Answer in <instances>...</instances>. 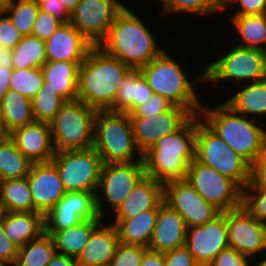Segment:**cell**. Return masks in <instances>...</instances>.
I'll use <instances>...</instances> for the list:
<instances>
[{"mask_svg":"<svg viewBox=\"0 0 266 266\" xmlns=\"http://www.w3.org/2000/svg\"><path fill=\"white\" fill-rule=\"evenodd\" d=\"M249 258L228 246L220 251L208 266H250Z\"/></svg>","mask_w":266,"mask_h":266,"instance_id":"obj_47","label":"cell"},{"mask_svg":"<svg viewBox=\"0 0 266 266\" xmlns=\"http://www.w3.org/2000/svg\"><path fill=\"white\" fill-rule=\"evenodd\" d=\"M132 69H139L156 58L164 48L135 12L126 5L116 15L105 39L98 45Z\"/></svg>","mask_w":266,"mask_h":266,"instance_id":"obj_3","label":"cell"},{"mask_svg":"<svg viewBox=\"0 0 266 266\" xmlns=\"http://www.w3.org/2000/svg\"><path fill=\"white\" fill-rule=\"evenodd\" d=\"M13 69H6L0 66V102L3 96L9 90L10 77L12 76Z\"/></svg>","mask_w":266,"mask_h":266,"instance_id":"obj_54","label":"cell"},{"mask_svg":"<svg viewBox=\"0 0 266 266\" xmlns=\"http://www.w3.org/2000/svg\"><path fill=\"white\" fill-rule=\"evenodd\" d=\"M10 0H0V13H5Z\"/></svg>","mask_w":266,"mask_h":266,"instance_id":"obj_58","label":"cell"},{"mask_svg":"<svg viewBox=\"0 0 266 266\" xmlns=\"http://www.w3.org/2000/svg\"><path fill=\"white\" fill-rule=\"evenodd\" d=\"M64 22L47 12L38 11L31 35L46 42Z\"/></svg>","mask_w":266,"mask_h":266,"instance_id":"obj_43","label":"cell"},{"mask_svg":"<svg viewBox=\"0 0 266 266\" xmlns=\"http://www.w3.org/2000/svg\"><path fill=\"white\" fill-rule=\"evenodd\" d=\"M163 201L182 216L187 228L204 225L222 213L202 198L186 179L163 184Z\"/></svg>","mask_w":266,"mask_h":266,"instance_id":"obj_13","label":"cell"},{"mask_svg":"<svg viewBox=\"0 0 266 266\" xmlns=\"http://www.w3.org/2000/svg\"><path fill=\"white\" fill-rule=\"evenodd\" d=\"M195 136L193 115L178 131L161 137L143 154L145 175L162 184L185 179L195 159Z\"/></svg>","mask_w":266,"mask_h":266,"instance_id":"obj_4","label":"cell"},{"mask_svg":"<svg viewBox=\"0 0 266 266\" xmlns=\"http://www.w3.org/2000/svg\"><path fill=\"white\" fill-rule=\"evenodd\" d=\"M242 207L266 223V189H243Z\"/></svg>","mask_w":266,"mask_h":266,"instance_id":"obj_41","label":"cell"},{"mask_svg":"<svg viewBox=\"0 0 266 266\" xmlns=\"http://www.w3.org/2000/svg\"><path fill=\"white\" fill-rule=\"evenodd\" d=\"M51 162L56 166L66 192H96L103 160L94 147L56 152Z\"/></svg>","mask_w":266,"mask_h":266,"instance_id":"obj_10","label":"cell"},{"mask_svg":"<svg viewBox=\"0 0 266 266\" xmlns=\"http://www.w3.org/2000/svg\"><path fill=\"white\" fill-rule=\"evenodd\" d=\"M6 214V210H5V207H4V204L0 198V224L2 222V220L4 219V216Z\"/></svg>","mask_w":266,"mask_h":266,"instance_id":"obj_59","label":"cell"},{"mask_svg":"<svg viewBox=\"0 0 266 266\" xmlns=\"http://www.w3.org/2000/svg\"><path fill=\"white\" fill-rule=\"evenodd\" d=\"M102 218L96 204V192H66L64 197L44 216L45 233L52 235L79 224L83 220Z\"/></svg>","mask_w":266,"mask_h":266,"instance_id":"obj_15","label":"cell"},{"mask_svg":"<svg viewBox=\"0 0 266 266\" xmlns=\"http://www.w3.org/2000/svg\"><path fill=\"white\" fill-rule=\"evenodd\" d=\"M96 113L81 100L66 101L49 123L55 151L93 147Z\"/></svg>","mask_w":266,"mask_h":266,"instance_id":"obj_8","label":"cell"},{"mask_svg":"<svg viewBox=\"0 0 266 266\" xmlns=\"http://www.w3.org/2000/svg\"><path fill=\"white\" fill-rule=\"evenodd\" d=\"M228 246L227 212L204 225L187 228L185 247L200 266H208Z\"/></svg>","mask_w":266,"mask_h":266,"instance_id":"obj_17","label":"cell"},{"mask_svg":"<svg viewBox=\"0 0 266 266\" xmlns=\"http://www.w3.org/2000/svg\"><path fill=\"white\" fill-rule=\"evenodd\" d=\"M105 218L83 220L79 224L67 229L54 232L51 237L57 253L77 258L82 248L89 240L92 231Z\"/></svg>","mask_w":266,"mask_h":266,"instance_id":"obj_29","label":"cell"},{"mask_svg":"<svg viewBox=\"0 0 266 266\" xmlns=\"http://www.w3.org/2000/svg\"><path fill=\"white\" fill-rule=\"evenodd\" d=\"M195 159L213 168L244 189L251 181L252 165L196 115Z\"/></svg>","mask_w":266,"mask_h":266,"instance_id":"obj_7","label":"cell"},{"mask_svg":"<svg viewBox=\"0 0 266 266\" xmlns=\"http://www.w3.org/2000/svg\"><path fill=\"white\" fill-rule=\"evenodd\" d=\"M19 247L6 236L0 224V264L13 266L17 259Z\"/></svg>","mask_w":266,"mask_h":266,"instance_id":"obj_48","label":"cell"},{"mask_svg":"<svg viewBox=\"0 0 266 266\" xmlns=\"http://www.w3.org/2000/svg\"><path fill=\"white\" fill-rule=\"evenodd\" d=\"M83 62L46 61L41 70L44 82L66 101L77 99L79 66Z\"/></svg>","mask_w":266,"mask_h":266,"instance_id":"obj_26","label":"cell"},{"mask_svg":"<svg viewBox=\"0 0 266 266\" xmlns=\"http://www.w3.org/2000/svg\"><path fill=\"white\" fill-rule=\"evenodd\" d=\"M39 10L47 12L52 16L61 19L64 23L69 22L71 14L67 11L60 0H40L38 2Z\"/></svg>","mask_w":266,"mask_h":266,"instance_id":"obj_51","label":"cell"},{"mask_svg":"<svg viewBox=\"0 0 266 266\" xmlns=\"http://www.w3.org/2000/svg\"><path fill=\"white\" fill-rule=\"evenodd\" d=\"M187 226L182 216L164 201L159 212L148 249L162 254L185 246Z\"/></svg>","mask_w":266,"mask_h":266,"instance_id":"obj_22","label":"cell"},{"mask_svg":"<svg viewBox=\"0 0 266 266\" xmlns=\"http://www.w3.org/2000/svg\"><path fill=\"white\" fill-rule=\"evenodd\" d=\"M225 103L235 112L245 116L253 115L266 117V78L246 84L228 98Z\"/></svg>","mask_w":266,"mask_h":266,"instance_id":"obj_30","label":"cell"},{"mask_svg":"<svg viewBox=\"0 0 266 266\" xmlns=\"http://www.w3.org/2000/svg\"><path fill=\"white\" fill-rule=\"evenodd\" d=\"M227 229L229 247L237 252L250 259L266 252V223L243 207L227 211Z\"/></svg>","mask_w":266,"mask_h":266,"instance_id":"obj_16","label":"cell"},{"mask_svg":"<svg viewBox=\"0 0 266 266\" xmlns=\"http://www.w3.org/2000/svg\"><path fill=\"white\" fill-rule=\"evenodd\" d=\"M202 105L201 120L230 148L251 165L266 153V128L257 119L235 112L225 102L215 107Z\"/></svg>","mask_w":266,"mask_h":266,"instance_id":"obj_2","label":"cell"},{"mask_svg":"<svg viewBox=\"0 0 266 266\" xmlns=\"http://www.w3.org/2000/svg\"><path fill=\"white\" fill-rule=\"evenodd\" d=\"M154 94L164 96L173 105L187 109L192 115H198L202 107L196 85L205 82L204 69L189 80L179 63L163 50L148 64L139 68Z\"/></svg>","mask_w":266,"mask_h":266,"instance_id":"obj_5","label":"cell"},{"mask_svg":"<svg viewBox=\"0 0 266 266\" xmlns=\"http://www.w3.org/2000/svg\"><path fill=\"white\" fill-rule=\"evenodd\" d=\"M257 261L258 262L257 263L255 262V264L252 263L253 265H251V266H266V256L264 258H262L260 261H259V259Z\"/></svg>","mask_w":266,"mask_h":266,"instance_id":"obj_60","label":"cell"},{"mask_svg":"<svg viewBox=\"0 0 266 266\" xmlns=\"http://www.w3.org/2000/svg\"><path fill=\"white\" fill-rule=\"evenodd\" d=\"M22 37L10 17L6 13H0V44L13 50Z\"/></svg>","mask_w":266,"mask_h":266,"instance_id":"obj_46","label":"cell"},{"mask_svg":"<svg viewBox=\"0 0 266 266\" xmlns=\"http://www.w3.org/2000/svg\"><path fill=\"white\" fill-rule=\"evenodd\" d=\"M27 179L33 197L34 212L44 216L66 194L60 174L51 161L32 163Z\"/></svg>","mask_w":266,"mask_h":266,"instance_id":"obj_19","label":"cell"},{"mask_svg":"<svg viewBox=\"0 0 266 266\" xmlns=\"http://www.w3.org/2000/svg\"><path fill=\"white\" fill-rule=\"evenodd\" d=\"M9 137L31 163L50 162L56 154L49 123L34 121L13 130Z\"/></svg>","mask_w":266,"mask_h":266,"instance_id":"obj_20","label":"cell"},{"mask_svg":"<svg viewBox=\"0 0 266 266\" xmlns=\"http://www.w3.org/2000/svg\"><path fill=\"white\" fill-rule=\"evenodd\" d=\"M93 46L70 22H66L45 42L46 59L83 62Z\"/></svg>","mask_w":266,"mask_h":266,"instance_id":"obj_21","label":"cell"},{"mask_svg":"<svg viewBox=\"0 0 266 266\" xmlns=\"http://www.w3.org/2000/svg\"><path fill=\"white\" fill-rule=\"evenodd\" d=\"M93 147L103 163L143 161V154L136 145L128 113L97 111Z\"/></svg>","mask_w":266,"mask_h":266,"instance_id":"obj_6","label":"cell"},{"mask_svg":"<svg viewBox=\"0 0 266 266\" xmlns=\"http://www.w3.org/2000/svg\"><path fill=\"white\" fill-rule=\"evenodd\" d=\"M162 202L163 184L145 175L114 211L116 216L112 224L116 225L122 219L137 216L147 210H159Z\"/></svg>","mask_w":266,"mask_h":266,"instance_id":"obj_24","label":"cell"},{"mask_svg":"<svg viewBox=\"0 0 266 266\" xmlns=\"http://www.w3.org/2000/svg\"><path fill=\"white\" fill-rule=\"evenodd\" d=\"M12 55L13 69L42 68L47 61L45 42L32 35L23 36Z\"/></svg>","mask_w":266,"mask_h":266,"instance_id":"obj_35","label":"cell"},{"mask_svg":"<svg viewBox=\"0 0 266 266\" xmlns=\"http://www.w3.org/2000/svg\"><path fill=\"white\" fill-rule=\"evenodd\" d=\"M55 253L52 237L44 232L37 239L19 248L13 266H47Z\"/></svg>","mask_w":266,"mask_h":266,"instance_id":"obj_36","label":"cell"},{"mask_svg":"<svg viewBox=\"0 0 266 266\" xmlns=\"http://www.w3.org/2000/svg\"><path fill=\"white\" fill-rule=\"evenodd\" d=\"M0 110L4 125L9 133L35 121L31 100L11 89L3 96Z\"/></svg>","mask_w":266,"mask_h":266,"instance_id":"obj_31","label":"cell"},{"mask_svg":"<svg viewBox=\"0 0 266 266\" xmlns=\"http://www.w3.org/2000/svg\"><path fill=\"white\" fill-rule=\"evenodd\" d=\"M164 258L165 266H200L185 246L164 253Z\"/></svg>","mask_w":266,"mask_h":266,"instance_id":"obj_49","label":"cell"},{"mask_svg":"<svg viewBox=\"0 0 266 266\" xmlns=\"http://www.w3.org/2000/svg\"><path fill=\"white\" fill-rule=\"evenodd\" d=\"M8 137H9V132L7 131L4 125L1 110H0V141L5 140Z\"/></svg>","mask_w":266,"mask_h":266,"instance_id":"obj_57","label":"cell"},{"mask_svg":"<svg viewBox=\"0 0 266 266\" xmlns=\"http://www.w3.org/2000/svg\"><path fill=\"white\" fill-rule=\"evenodd\" d=\"M141 266H165L164 254L147 249L144 252Z\"/></svg>","mask_w":266,"mask_h":266,"instance_id":"obj_52","label":"cell"},{"mask_svg":"<svg viewBox=\"0 0 266 266\" xmlns=\"http://www.w3.org/2000/svg\"><path fill=\"white\" fill-rule=\"evenodd\" d=\"M39 11L38 3L27 0H10L5 13L22 36H30Z\"/></svg>","mask_w":266,"mask_h":266,"instance_id":"obj_38","label":"cell"},{"mask_svg":"<svg viewBox=\"0 0 266 266\" xmlns=\"http://www.w3.org/2000/svg\"><path fill=\"white\" fill-rule=\"evenodd\" d=\"M217 61L204 66L205 82L233 80L248 83L266 78V51L236 46ZM241 80V81H240Z\"/></svg>","mask_w":266,"mask_h":266,"instance_id":"obj_9","label":"cell"},{"mask_svg":"<svg viewBox=\"0 0 266 266\" xmlns=\"http://www.w3.org/2000/svg\"><path fill=\"white\" fill-rule=\"evenodd\" d=\"M230 22L239 33L237 46L266 51V14L231 16Z\"/></svg>","mask_w":266,"mask_h":266,"instance_id":"obj_32","label":"cell"},{"mask_svg":"<svg viewBox=\"0 0 266 266\" xmlns=\"http://www.w3.org/2000/svg\"><path fill=\"white\" fill-rule=\"evenodd\" d=\"M131 69L100 46H93L79 66L77 99L97 111L115 112L119 84Z\"/></svg>","mask_w":266,"mask_h":266,"instance_id":"obj_1","label":"cell"},{"mask_svg":"<svg viewBox=\"0 0 266 266\" xmlns=\"http://www.w3.org/2000/svg\"><path fill=\"white\" fill-rule=\"evenodd\" d=\"M147 249L144 246L119 243L108 266H141L144 252Z\"/></svg>","mask_w":266,"mask_h":266,"instance_id":"obj_42","label":"cell"},{"mask_svg":"<svg viewBox=\"0 0 266 266\" xmlns=\"http://www.w3.org/2000/svg\"><path fill=\"white\" fill-rule=\"evenodd\" d=\"M47 266H80L76 258L64 254L55 253Z\"/></svg>","mask_w":266,"mask_h":266,"instance_id":"obj_53","label":"cell"},{"mask_svg":"<svg viewBox=\"0 0 266 266\" xmlns=\"http://www.w3.org/2000/svg\"><path fill=\"white\" fill-rule=\"evenodd\" d=\"M104 226V227H103ZM118 232L113 224L103 221L92 231L76 261L80 266H108L119 245Z\"/></svg>","mask_w":266,"mask_h":266,"instance_id":"obj_23","label":"cell"},{"mask_svg":"<svg viewBox=\"0 0 266 266\" xmlns=\"http://www.w3.org/2000/svg\"><path fill=\"white\" fill-rule=\"evenodd\" d=\"M43 83L44 76L41 68L13 69L9 89L32 100Z\"/></svg>","mask_w":266,"mask_h":266,"instance_id":"obj_39","label":"cell"},{"mask_svg":"<svg viewBox=\"0 0 266 266\" xmlns=\"http://www.w3.org/2000/svg\"><path fill=\"white\" fill-rule=\"evenodd\" d=\"M159 210H147L137 216L122 219L116 225L119 242L148 248Z\"/></svg>","mask_w":266,"mask_h":266,"instance_id":"obj_28","label":"cell"},{"mask_svg":"<svg viewBox=\"0 0 266 266\" xmlns=\"http://www.w3.org/2000/svg\"><path fill=\"white\" fill-rule=\"evenodd\" d=\"M115 98V112L131 114L154 94L139 69H131L121 80Z\"/></svg>","mask_w":266,"mask_h":266,"instance_id":"obj_27","label":"cell"},{"mask_svg":"<svg viewBox=\"0 0 266 266\" xmlns=\"http://www.w3.org/2000/svg\"><path fill=\"white\" fill-rule=\"evenodd\" d=\"M0 198L6 212H34L27 177L0 181Z\"/></svg>","mask_w":266,"mask_h":266,"instance_id":"obj_33","label":"cell"},{"mask_svg":"<svg viewBox=\"0 0 266 266\" xmlns=\"http://www.w3.org/2000/svg\"><path fill=\"white\" fill-rule=\"evenodd\" d=\"M161 2H163L162 13H198L212 17L216 11H223L222 0H162Z\"/></svg>","mask_w":266,"mask_h":266,"instance_id":"obj_40","label":"cell"},{"mask_svg":"<svg viewBox=\"0 0 266 266\" xmlns=\"http://www.w3.org/2000/svg\"><path fill=\"white\" fill-rule=\"evenodd\" d=\"M12 50L0 44V66L6 69H13Z\"/></svg>","mask_w":266,"mask_h":266,"instance_id":"obj_55","label":"cell"},{"mask_svg":"<svg viewBox=\"0 0 266 266\" xmlns=\"http://www.w3.org/2000/svg\"><path fill=\"white\" fill-rule=\"evenodd\" d=\"M185 179L202 198L221 212L242 207L243 189L232 179L196 159L189 164Z\"/></svg>","mask_w":266,"mask_h":266,"instance_id":"obj_12","label":"cell"},{"mask_svg":"<svg viewBox=\"0 0 266 266\" xmlns=\"http://www.w3.org/2000/svg\"><path fill=\"white\" fill-rule=\"evenodd\" d=\"M124 6L118 0H81L69 22L94 46H98Z\"/></svg>","mask_w":266,"mask_h":266,"instance_id":"obj_14","label":"cell"},{"mask_svg":"<svg viewBox=\"0 0 266 266\" xmlns=\"http://www.w3.org/2000/svg\"><path fill=\"white\" fill-rule=\"evenodd\" d=\"M193 115L180 106L148 117H129L135 142L142 154L161 137L178 131Z\"/></svg>","mask_w":266,"mask_h":266,"instance_id":"obj_18","label":"cell"},{"mask_svg":"<svg viewBox=\"0 0 266 266\" xmlns=\"http://www.w3.org/2000/svg\"><path fill=\"white\" fill-rule=\"evenodd\" d=\"M27 1H33V2H39L40 0H27Z\"/></svg>","mask_w":266,"mask_h":266,"instance_id":"obj_61","label":"cell"},{"mask_svg":"<svg viewBox=\"0 0 266 266\" xmlns=\"http://www.w3.org/2000/svg\"><path fill=\"white\" fill-rule=\"evenodd\" d=\"M173 104L164 96L153 94L144 104L138 106L129 117H148L169 110Z\"/></svg>","mask_w":266,"mask_h":266,"instance_id":"obj_44","label":"cell"},{"mask_svg":"<svg viewBox=\"0 0 266 266\" xmlns=\"http://www.w3.org/2000/svg\"><path fill=\"white\" fill-rule=\"evenodd\" d=\"M1 225L6 236L19 248L45 232L44 215L39 212H6Z\"/></svg>","mask_w":266,"mask_h":266,"instance_id":"obj_25","label":"cell"},{"mask_svg":"<svg viewBox=\"0 0 266 266\" xmlns=\"http://www.w3.org/2000/svg\"><path fill=\"white\" fill-rule=\"evenodd\" d=\"M80 1L81 0H60L70 14H72Z\"/></svg>","mask_w":266,"mask_h":266,"instance_id":"obj_56","label":"cell"},{"mask_svg":"<svg viewBox=\"0 0 266 266\" xmlns=\"http://www.w3.org/2000/svg\"><path fill=\"white\" fill-rule=\"evenodd\" d=\"M144 176L143 161L104 163L96 191L99 215L102 218L105 216L104 201L112 212L115 211Z\"/></svg>","mask_w":266,"mask_h":266,"instance_id":"obj_11","label":"cell"},{"mask_svg":"<svg viewBox=\"0 0 266 266\" xmlns=\"http://www.w3.org/2000/svg\"><path fill=\"white\" fill-rule=\"evenodd\" d=\"M31 165L10 137L0 141V181L27 177Z\"/></svg>","mask_w":266,"mask_h":266,"instance_id":"obj_34","label":"cell"},{"mask_svg":"<svg viewBox=\"0 0 266 266\" xmlns=\"http://www.w3.org/2000/svg\"><path fill=\"white\" fill-rule=\"evenodd\" d=\"M244 189H266V153L252 165L251 181Z\"/></svg>","mask_w":266,"mask_h":266,"instance_id":"obj_50","label":"cell"},{"mask_svg":"<svg viewBox=\"0 0 266 266\" xmlns=\"http://www.w3.org/2000/svg\"><path fill=\"white\" fill-rule=\"evenodd\" d=\"M66 100L44 82L31 100L35 121L50 123Z\"/></svg>","mask_w":266,"mask_h":266,"instance_id":"obj_37","label":"cell"},{"mask_svg":"<svg viewBox=\"0 0 266 266\" xmlns=\"http://www.w3.org/2000/svg\"><path fill=\"white\" fill-rule=\"evenodd\" d=\"M238 4L232 16L266 14V0H222L223 10Z\"/></svg>","mask_w":266,"mask_h":266,"instance_id":"obj_45","label":"cell"}]
</instances>
